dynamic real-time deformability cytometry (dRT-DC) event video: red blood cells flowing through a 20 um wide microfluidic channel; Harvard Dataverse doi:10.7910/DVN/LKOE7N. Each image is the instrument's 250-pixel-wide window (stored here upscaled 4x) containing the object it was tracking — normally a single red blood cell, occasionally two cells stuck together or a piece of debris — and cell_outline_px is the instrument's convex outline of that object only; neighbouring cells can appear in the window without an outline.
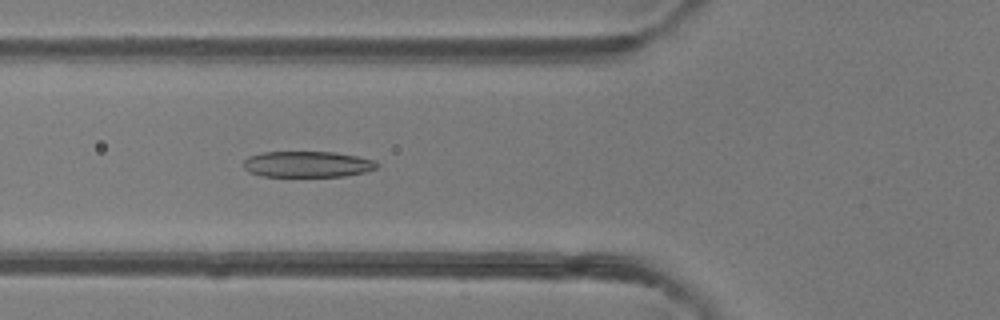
{"species": "common noctule bat (a hibernating species)", "species_latin": "Nyctalus noctula", "temperature_condition": "room temperature", "stored_images_in_passage": 50, "segment_of_instrument_passage": [1, 2], "camera_frame_rate_fps": 3000, "um_per_image_px": 0.085, "animal": {"sex": "female"}, "frame": {"image": 1, "passage_image": 18, "time_ms": 5.667, "image_size_px": [1000, 320], "cell_outline_px": [[380, 164], [376, 168], [364, 172], [344, 176], [260, 176], [248, 172], [244, 168], [244, 160], [248, 156], [264, 152], [336, 152], [376, 160]], "centroid_in_image_um": [26.13, 13.96], "position_along_channel_um": 99.7, "area_um2": 20.29}}
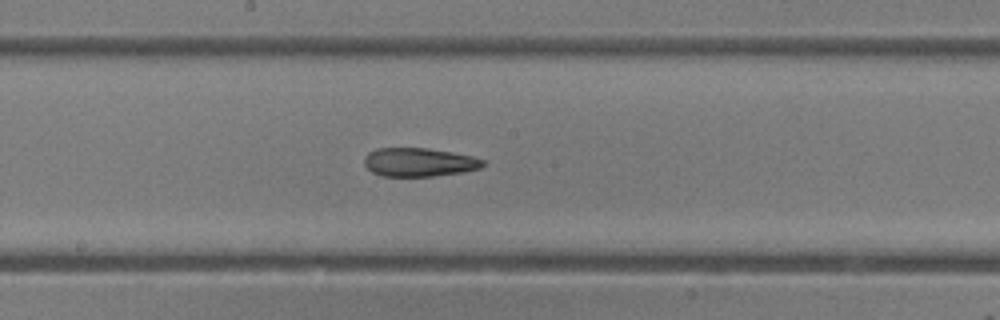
{"frame": {"image": 2, "passage_image": 26, "time_ms": 8.333, "image_size_px": [1000, 320], "cell_outline_px": [[484, 164], [480, 168], [464, 172], [432, 176], [380, 176], [372, 172], [364, 164], [364, 156], [368, 152], [376, 148], [428, 148], [452, 152], [472, 156], [484, 160]], "centroid_in_image_um": [35.59, 13.78], "position_along_channel_um": 212.6, "area_um2": 19.88}}
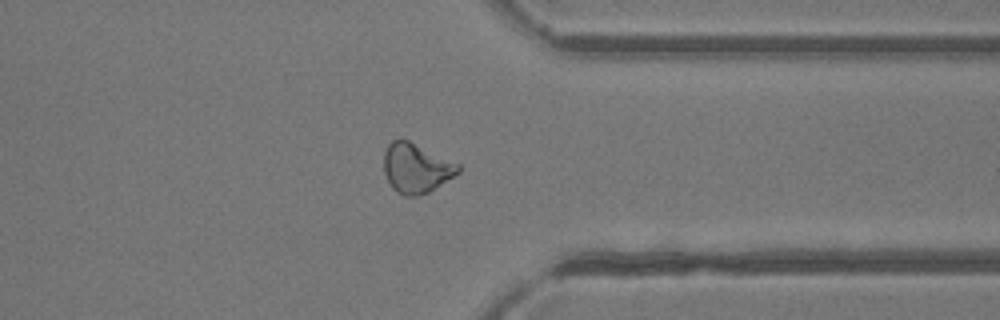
{"frame": {"image": 3, "passage_image": 38, "time_ms": 12.333, "image_size_px": [1000, 320], "cell_outline_px": [[460, 172], [428, 192], [416, 196], [404, 196], [396, 192], [392, 188], [384, 172], [384, 152], [388, 144], [392, 140], [400, 136], [460, 164]], "centroid_in_image_um": [35.35, 14.26], "position_along_channel_um": 376.0, "area_um2": 21.62}}